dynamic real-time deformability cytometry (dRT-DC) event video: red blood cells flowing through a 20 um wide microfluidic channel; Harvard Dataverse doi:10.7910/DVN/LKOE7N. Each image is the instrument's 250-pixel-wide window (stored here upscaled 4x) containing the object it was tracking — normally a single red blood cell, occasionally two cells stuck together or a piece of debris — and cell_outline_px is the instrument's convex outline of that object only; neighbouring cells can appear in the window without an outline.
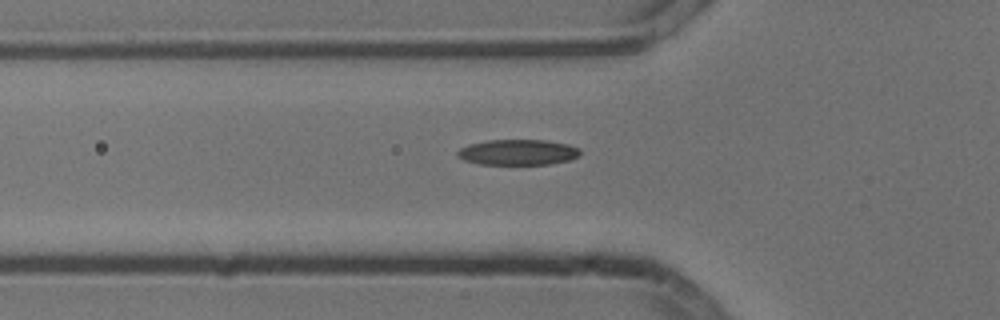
{"species": "common noctule bat (a hibernating species)", "species_latin": "Nyctalus noctula", "temperature_condition": "cold", "stored_images_in_passage": 39, "camera_frame_rate_fps": 3000, "um_per_image_px": 0.085, "animal": {"sex": "male", "body_mass_g": 13.3}, "frame": {"image": 1, "passage_image": 6, "time_ms": 1.667, "image_size_px": [1000, 320], "cell_outline_px": [[580, 156], [568, 160], [552, 164], [480, 164], [464, 160], [456, 156], [456, 152], [460, 148], [468, 144], [488, 140], [544, 140], [568, 144], [580, 148]], "centroid_in_image_um": [44.01, 12.94], "position_along_channel_um": 81.8, "area_um2": 18.38}}
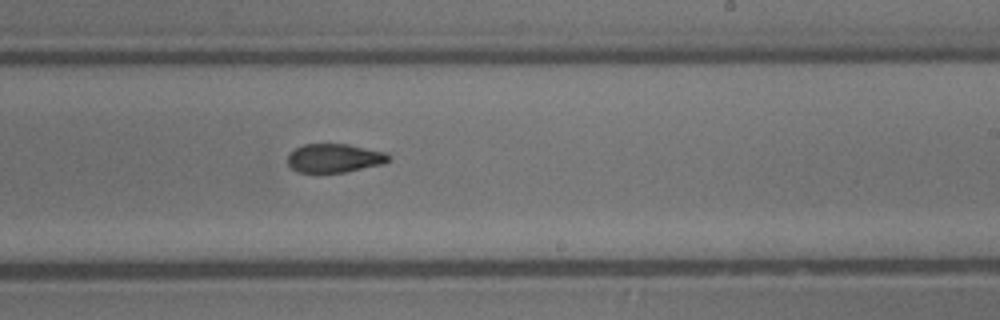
{"frame": {"image": 2, "passage_image": 20, "time_ms": 6.333, "image_size_px": [1000, 320], "cell_outline_px": [[388, 160], [384, 164], [344, 172], [296, 172], [288, 164], [288, 156], [296, 148], [304, 144], [348, 144], [388, 152]], "centroid_in_image_um": [28.44, 13.43], "position_along_channel_um": 260.6, "area_um2": 16.82}}
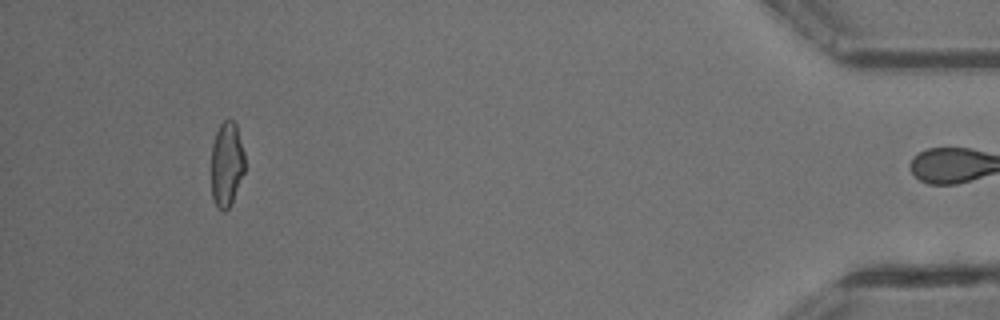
{"frame": {"image": 3, "passage_image": 38, "time_ms": 12.333, "image_size_px": [1000, 320], "cell_outline_px": [[244, 172], [232, 200], [228, 208], [224, 212], [216, 208], [212, 200], [212, 144], [216, 132], [220, 124], [228, 116], [236, 124], [244, 152]], "centroid_in_image_um": [19.25, 13.94], "position_along_channel_um": 415.9, "area_um2": 16.59}, "authors_computed_cell_mechanics": {"area_um2": 17.7446, "velocity_mm_per_s": 3.8089, "shape_relaxation_time_tau1_ms": 5.1569, "shape_relaxation_time_tau2_ms": 2.6933, "deformation_change_tau1": 0.1731, "deformation_change_tau2": 0.0911}}